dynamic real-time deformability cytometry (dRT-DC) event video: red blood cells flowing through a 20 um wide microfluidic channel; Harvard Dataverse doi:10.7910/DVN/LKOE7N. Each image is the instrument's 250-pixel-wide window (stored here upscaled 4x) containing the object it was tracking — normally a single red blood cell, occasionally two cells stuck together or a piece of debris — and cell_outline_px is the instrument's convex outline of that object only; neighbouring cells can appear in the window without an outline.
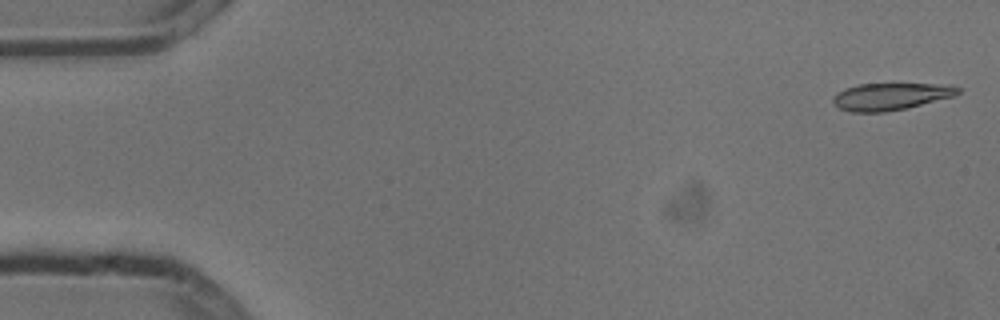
{"species": "common noctule bat (a hibernating species)", "species_latin": "Nyctalus noctula", "temperature_condition": "cold", "stored_images_in_passage": 6, "segment_of_instrument_passage": [1, 2], "camera_frame_rate_fps": 3000, "um_per_image_px": 0.085, "animal": {"sex": "male", "body_mass_g": 13.3}, "frame": {"image": 1, "passage_image": 1, "time_ms": 0.0, "image_size_px": [1000, 320], "cell_outline_px": [[960, 92], [952, 96], [908, 108], [884, 112], [852, 112], [840, 108], [832, 100], [836, 92], [844, 88], [856, 84], [948, 84], [960, 88]], "centroid_in_image_um": [75.68, 8.19], "position_along_channel_um": 9.3, "area_um2": 19.65}}